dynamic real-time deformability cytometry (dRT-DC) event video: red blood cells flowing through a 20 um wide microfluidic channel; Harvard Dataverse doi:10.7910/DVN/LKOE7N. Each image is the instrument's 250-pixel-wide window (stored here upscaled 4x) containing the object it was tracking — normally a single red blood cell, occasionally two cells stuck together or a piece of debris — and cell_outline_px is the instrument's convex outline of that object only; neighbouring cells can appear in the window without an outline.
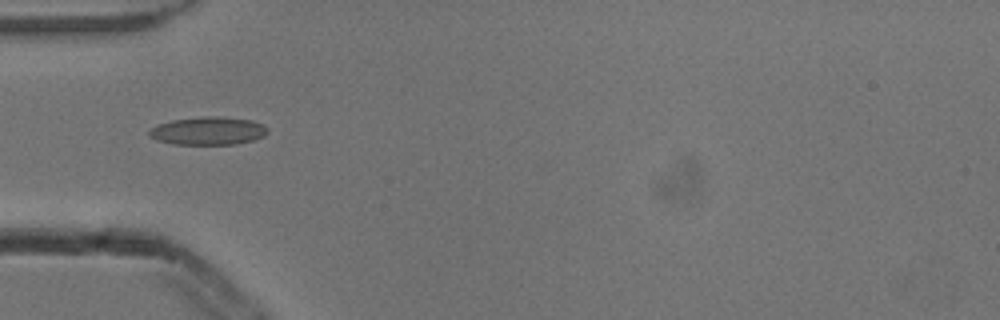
{"species": "common noctule bat (a hibernating species)", "species_latin": "Nyctalus noctula", "temperature_condition": "cold", "stored_images_in_passage": 1, "camera_frame_rate_fps": 3000, "um_per_image_px": 0.085, "animal": {"sex": "male", "body_mass_g": 13.3}, "frame": {"image": 1, "passage_image": 1, "time_ms": 0.0, "image_size_px": [1000, 320], "cell_outline_px": [[268, 132], [264, 136], [252, 140], [236, 144], [172, 144], [156, 140], [148, 136], [148, 132], [156, 124], [172, 120], [208, 116], [216, 116], [252, 120], [264, 124], [268, 128]], "centroid_in_image_um": [17.69, 11.12], "position_along_channel_um": 67.3, "area_um2": 19.42}}